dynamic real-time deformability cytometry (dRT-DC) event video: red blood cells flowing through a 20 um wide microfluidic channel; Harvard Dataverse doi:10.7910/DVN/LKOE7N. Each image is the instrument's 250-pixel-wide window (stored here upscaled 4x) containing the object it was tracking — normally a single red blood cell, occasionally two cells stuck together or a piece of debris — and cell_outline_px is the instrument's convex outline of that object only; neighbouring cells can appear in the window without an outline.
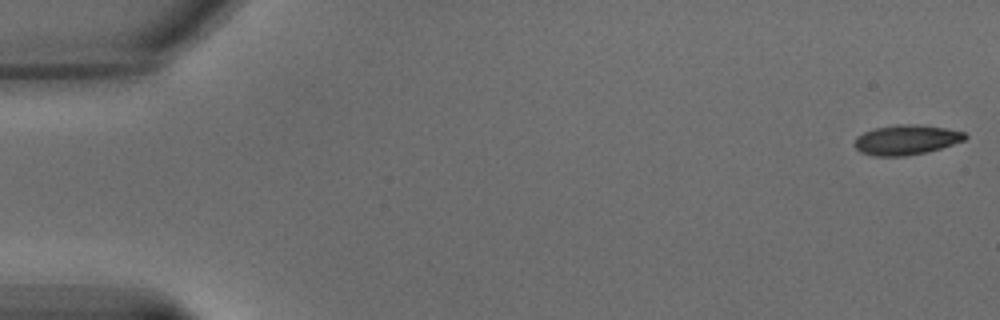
{"species": "common noctule bat (a hibernating species)", "species_latin": "Nyctalus noctula", "temperature_condition": "warm", "stored_images_in_passage": 33, "camera_frame_rate_fps": 3000, "um_per_image_px": 0.085, "animal": {"sex": "male", "body_mass_g": 15.6}, "frame": {"image": 1, "passage_image": 1, "time_ms": 0.0, "image_size_px": [1000, 320], "cell_outline_px": [[968, 136], [964, 140], [940, 148], [924, 152], [904, 156], [876, 156], [860, 152], [852, 144], [856, 136], [864, 132], [876, 128], [896, 124], [924, 124], [964, 132]], "centroid_in_image_um": [76.99, 11.87], "position_along_channel_um": 8.0, "area_um2": 19.25}}
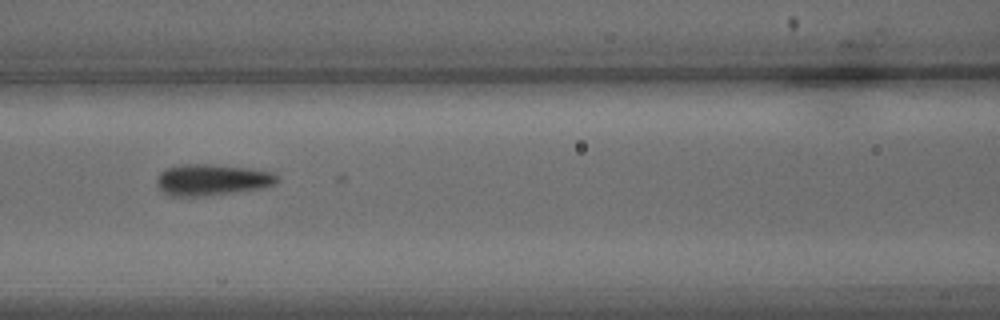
{"frame": {"image": 2, "passage_image": 28, "time_ms": 9.0, "image_size_px": [1000, 320], "cell_outline_px": [[280, 180], [276, 184], [264, 188], [200, 196], [172, 196], [164, 192], [156, 184], [156, 180], [160, 172], [164, 168], [180, 164], [216, 164], [252, 168], [276, 172], [280, 176]], "centroid_in_image_um": [18.08, 15.26], "position_along_channel_um": 148.5, "area_um2": 22.37}}
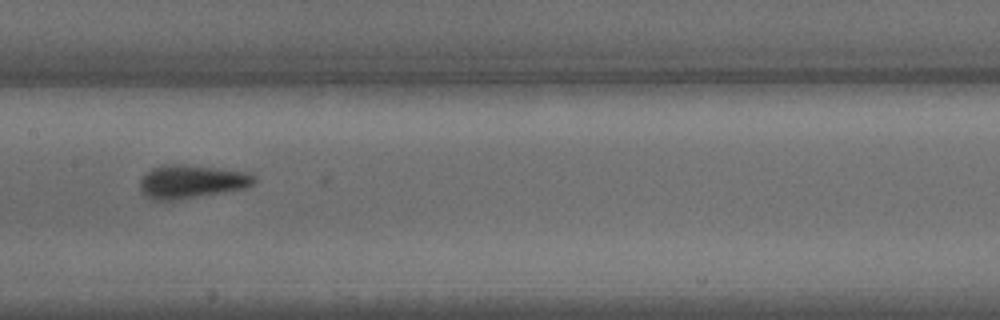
{"frame": {"image": 3, "passage_image": 32, "time_ms": 10.333, "image_size_px": [1000, 320], "cell_outline_px": [[256, 180], [248, 188], [172, 200], [152, 200], [144, 196], [140, 188], [140, 180], [152, 168], [164, 164], [180, 164], [216, 168], [248, 172], [256, 176]], "centroid_in_image_um": [16.28, 15.43], "position_along_channel_um": 191.1, "area_um2": 22.08}}